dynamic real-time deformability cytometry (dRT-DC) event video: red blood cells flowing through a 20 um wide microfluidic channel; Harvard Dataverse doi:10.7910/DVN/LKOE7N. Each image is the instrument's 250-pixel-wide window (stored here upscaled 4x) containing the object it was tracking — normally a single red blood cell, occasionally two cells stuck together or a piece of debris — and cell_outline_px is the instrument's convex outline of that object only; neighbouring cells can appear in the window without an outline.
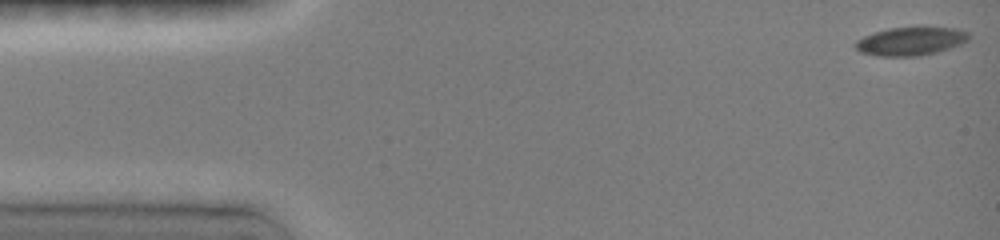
{"species": "common noctule bat (a hibernating species)", "species_latin": "Nyctalus noctula", "temperature_condition": "room temperature", "stored_images_in_passage": 36, "camera_frame_rate_fps": 3000, "um_per_image_px": 0.085, "animal": {"sex": "female", "body_mass_g": 19.0, "forearm_length_mm": 51.5}, "frame": {"image": 1, "passage_image": 1, "time_ms": 0.0, "image_size_px": [1000, 240], "cell_outline_px": [[972, 36], [968, 40], [960, 44], [936, 52], [920, 56], [876, 56], [860, 52], [852, 44], [856, 40], [872, 32], [888, 28], [916, 24], [920, 24], [956, 28], [968, 32]], "centroid_in_image_um": [77.41, 3.44], "position_along_channel_um": 7.6, "area_um2": 19.77}}
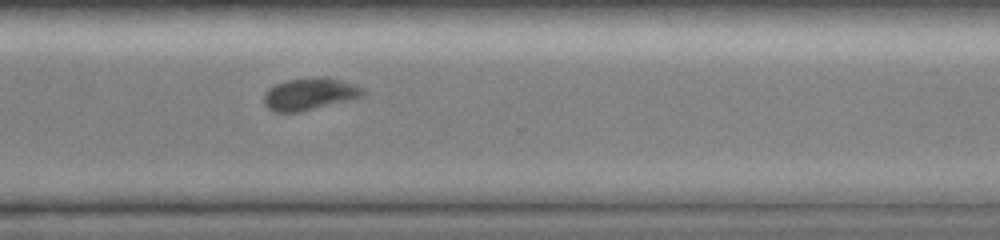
{"frame": {"image": 2, "passage_image": 27, "time_ms": 11.333, "image_size_px": [1000, 240], "cell_outline_px": [[364, 92], [360, 96], [348, 100], [300, 112], [272, 112], [264, 104], [264, 96], [268, 88], [276, 84], [288, 80], [324, 76], [328, 76], [340, 80], [360, 88]], "centroid_in_image_um": [26.24, 7.99], "position_along_channel_um": 344.4, "area_um2": 18.15}}
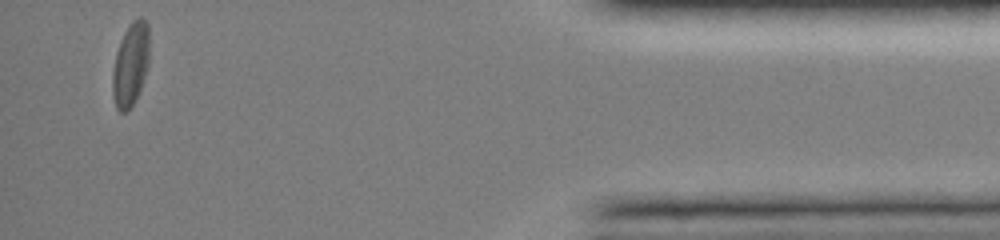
{"frame": {"image": 3, "passage_image": 36, "time_ms": 14.667, "image_size_px": [1000, 240], "cell_outline_px": [[148, 64], [140, 88], [132, 104], [124, 112], [120, 112], [116, 108], [112, 92], [112, 72], [116, 52], [120, 40], [128, 24], [132, 20], [140, 16], [148, 24]], "centroid_in_image_um": [11.07, 5.42], "position_along_channel_um": 424.1, "area_um2": 17.69}, "authors_computed_cell_mechanics": {"area_um2": 18.5538, "velocity_mm_per_s": 4.0275, "shape_relaxation_time_tau1_ms": 5.4365, "shape_relaxation_time_tau2_ms": 2.2149, "deformation_change_tau1": 0.107, "deformation_change_tau2": 0.0539}}